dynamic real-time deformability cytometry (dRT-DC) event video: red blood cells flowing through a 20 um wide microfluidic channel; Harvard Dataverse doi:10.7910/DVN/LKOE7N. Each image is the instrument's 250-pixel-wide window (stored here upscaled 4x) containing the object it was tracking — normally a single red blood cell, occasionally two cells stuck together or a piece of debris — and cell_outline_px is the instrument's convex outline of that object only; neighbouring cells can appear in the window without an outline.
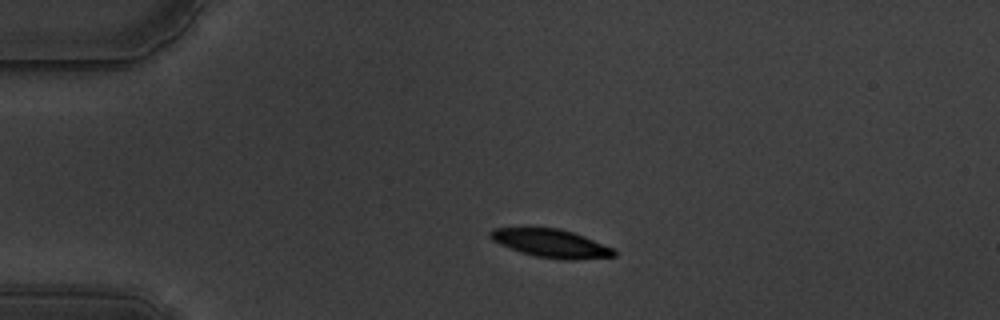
{"species": "common noctule bat (a hibernating species)", "species_latin": "Nyctalus noctula", "temperature_condition": "warm", "stored_images_in_passage": 46, "camera_frame_rate_fps": 3000, "um_per_image_px": 0.085, "animal": {"sex": "male", "body_mass_g": 19.5, "forearm_length_mm": 54.6}, "frame": {"image": 1, "passage_image": 1, "time_ms": 0.0, "image_size_px": [1000, 320], "cell_outline_px": [[616, 256], [576, 260], [560, 260], [536, 256], [520, 252], [500, 244], [492, 240], [488, 236], [488, 232], [492, 228], [560, 228], [584, 236], [616, 248]], "centroid_in_image_um": [46.87, 20.69], "position_along_channel_um": 38.1, "area_um2": 20.58}}
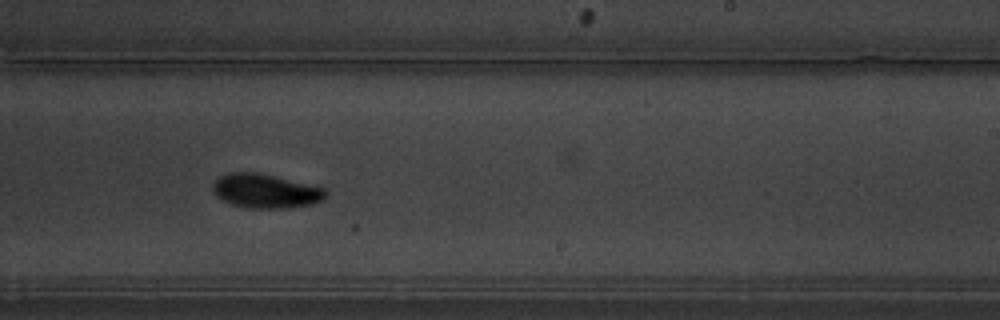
{"frame": {"image": 2, "passage_image": 24, "time_ms": 7.667, "image_size_px": [1000, 320], "cell_outline_px": [[328, 192], [324, 200], [312, 204], [288, 208], [248, 208], [232, 204], [216, 196], [212, 192], [212, 184], [220, 176], [228, 172], [260, 172], [324, 188]], "centroid_in_image_um": [22.57, 16.23], "position_along_channel_um": 266.4, "area_um2": 22.6}}
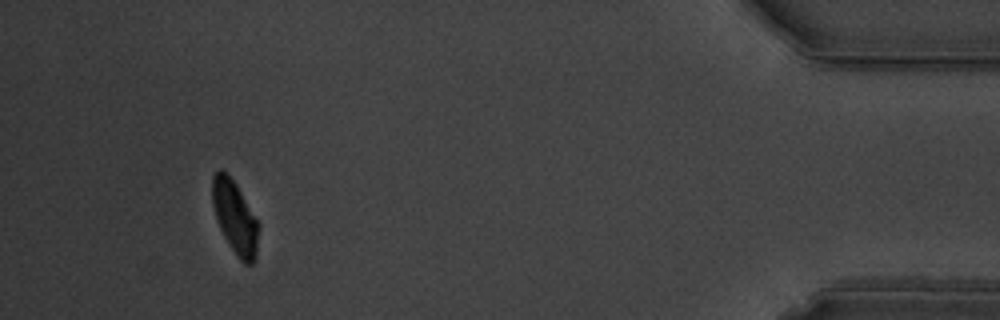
{"frame": {"image": 3, "passage_image": 42, "time_ms": 13.667, "image_size_px": [1000, 320], "cell_outline_px": [[260, 228], [256, 256], [252, 264], [244, 264], [236, 256], [228, 244], [220, 228], [212, 204], [212, 176], [220, 168], [236, 184], [260, 224]], "centroid_in_image_um": [19.99, 18.51], "position_along_channel_um": 415.2, "area_um2": 19.71}, "authors_computed_cell_mechanics": {"area_um2": 21.6461, "velocity_mm_per_s": 3.4938, "shape_relaxation_time_tau1_ms": 2.8808, "shape_relaxation_time_tau2_ms": null, "deformation_change_tau1": 0.138, "deformation_change_tau2": null}}